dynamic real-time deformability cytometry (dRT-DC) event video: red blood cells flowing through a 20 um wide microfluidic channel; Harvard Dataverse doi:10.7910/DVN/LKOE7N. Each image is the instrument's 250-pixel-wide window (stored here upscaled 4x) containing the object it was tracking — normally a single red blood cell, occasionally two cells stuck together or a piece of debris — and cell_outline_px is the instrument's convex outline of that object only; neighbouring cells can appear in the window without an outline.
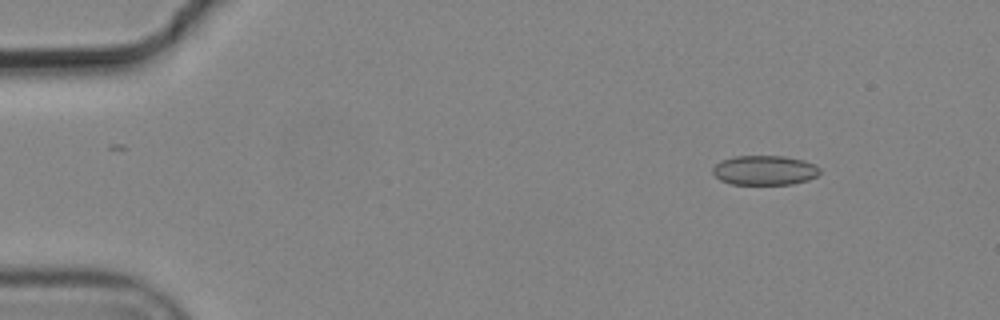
{"species": "common noctule bat (a hibernating species)", "species_latin": "Nyctalus noctula", "temperature_condition": "cold", "stored_images_in_passage": 4, "camera_frame_rate_fps": 3000, "um_per_image_px": 0.085, "animal": {"sex": "male", "body_mass_g": 19.2, "forearm_length_mm": 51.8}, "frame": {"image": 1, "passage_image": 1, "time_ms": 0.0, "image_size_px": [1000, 320], "cell_outline_px": [[820, 172], [816, 176], [808, 180], [792, 184], [732, 184], [720, 180], [712, 172], [712, 168], [720, 160], [736, 156], [784, 156], [804, 160], [820, 168]], "centroid_in_image_um": [64.98, 14.47], "position_along_channel_um": 20.0, "area_um2": 18.44}}
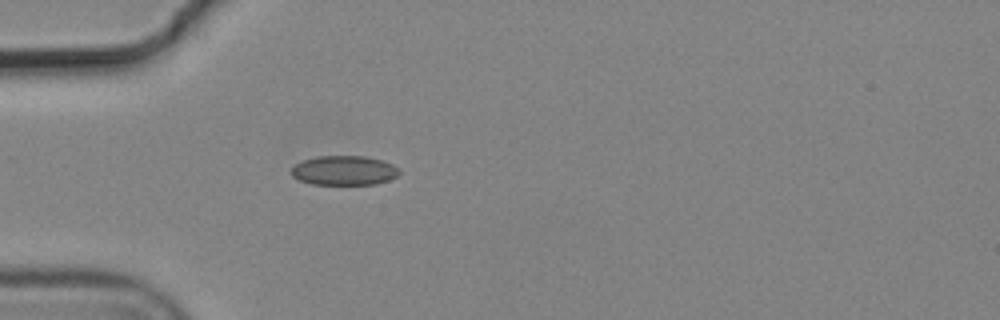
{"frame": {"image": 2, "passage_image": 4, "time_ms": 1.0, "image_size_px": [1000, 320], "cell_outline_px": [[400, 172], [396, 176], [388, 180], [376, 184], [312, 184], [300, 180], [292, 176], [288, 172], [296, 164], [304, 160], [316, 156], [364, 156], [380, 160], [392, 164], [400, 168]], "centroid_in_image_um": [29.23, 14.49], "position_along_channel_um": 55.8, "area_um2": 18.5}}